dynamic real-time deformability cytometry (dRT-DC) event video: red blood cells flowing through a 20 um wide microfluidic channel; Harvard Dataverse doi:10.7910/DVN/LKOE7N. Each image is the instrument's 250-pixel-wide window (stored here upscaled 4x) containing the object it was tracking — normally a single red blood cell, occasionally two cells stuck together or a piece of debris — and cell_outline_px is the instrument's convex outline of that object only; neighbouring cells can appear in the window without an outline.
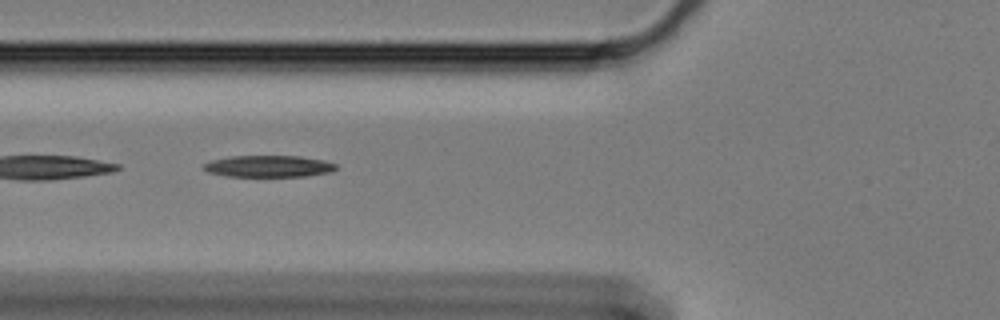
{"species": "Egyptian fruit bat (a non-hibernating species)", "species_latin": "Rousettus aegyptiacus", "temperature_condition": "cold", "stored_images_in_passage": 33, "camera_frame_rate_fps": 3000, "um_per_image_px": 0.085, "animal": {"sex": "female"}, "frame": {"image": 1, "passage_image": 5, "time_ms": 1.333, "image_size_px": [1000, 320], "cell_outline_px": [[336, 168], [332, 172], [308, 176], [228, 176], [208, 172], [200, 164], [212, 160], [228, 156], [300, 156], [324, 160], [336, 164]], "centroid_in_image_um": [22.83, 14.12], "position_along_channel_um": 103.0, "area_um2": 16.76}}
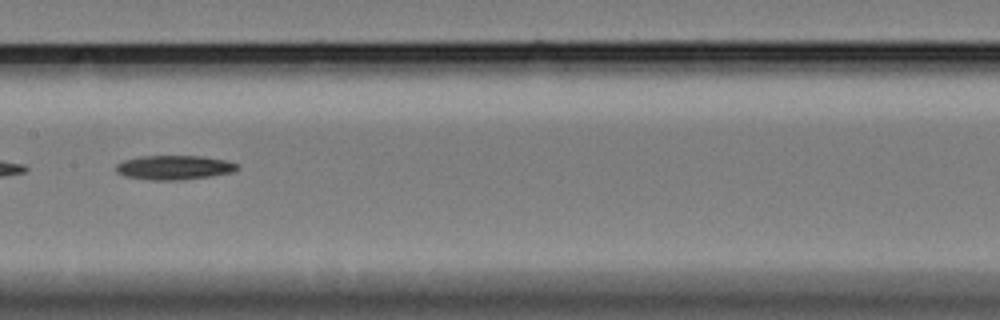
{"frame": {"image": 2, "passage_image": 13, "time_ms": 4.0, "image_size_px": [1000, 320], "cell_outline_px": [[240, 168], [236, 172], [212, 176], [180, 180], [152, 180], [124, 176], [116, 172], [116, 164], [124, 160], [140, 156], [204, 156], [228, 160], [240, 164]], "centroid_in_image_um": [14.88, 14.23], "position_along_channel_um": 192.5, "area_um2": 17.51}, "authors_computed_cell_mechanics": {"area_um2": 16.8198, "velocity_mm_per_s": 3.3419, "shape_relaxation_time_tau1_ms": 6.8997, "shape_relaxation_time_tau2_ms": null, "deformation_change_tau1": 0.1382, "deformation_change_tau2": null}}